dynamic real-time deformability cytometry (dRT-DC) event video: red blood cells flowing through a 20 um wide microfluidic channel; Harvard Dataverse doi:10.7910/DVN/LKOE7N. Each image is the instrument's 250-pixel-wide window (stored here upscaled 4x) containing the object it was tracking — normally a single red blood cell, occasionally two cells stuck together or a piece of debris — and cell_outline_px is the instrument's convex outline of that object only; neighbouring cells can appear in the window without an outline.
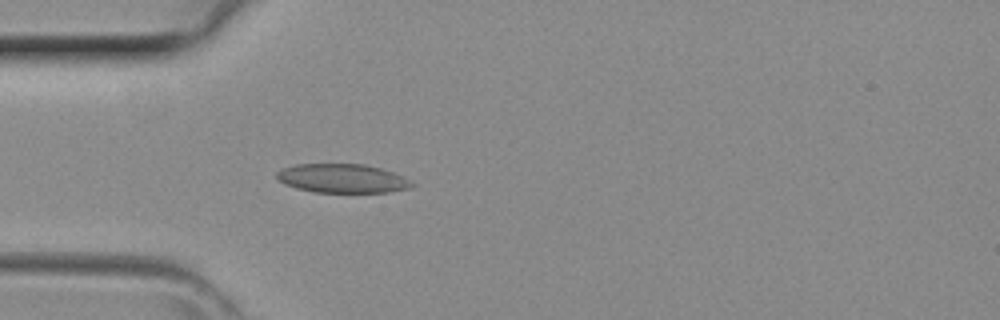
{"species": "common noctule bat (a hibernating species)", "species_latin": "Nyctalus noctula", "temperature_condition": "room temperature", "stored_images_in_passage": 28, "camera_frame_rate_fps": 3000, "um_per_image_px": 0.085, "animal": {"sex": "female", "body_mass_g": 29.2, "forearm_length_mm": 56.3}, "frame": {"image": 1, "passage_image": 7, "time_ms": 2.0, "image_size_px": [1000, 320], "cell_outline_px": [[416, 184], [408, 188], [388, 192], [312, 192], [296, 188], [284, 184], [276, 176], [276, 172], [280, 168], [296, 164], [364, 164], [380, 168], [404, 176]], "centroid_in_image_um": [29.08, 15.16], "position_along_channel_um": 55.9, "area_um2": 22.83}}
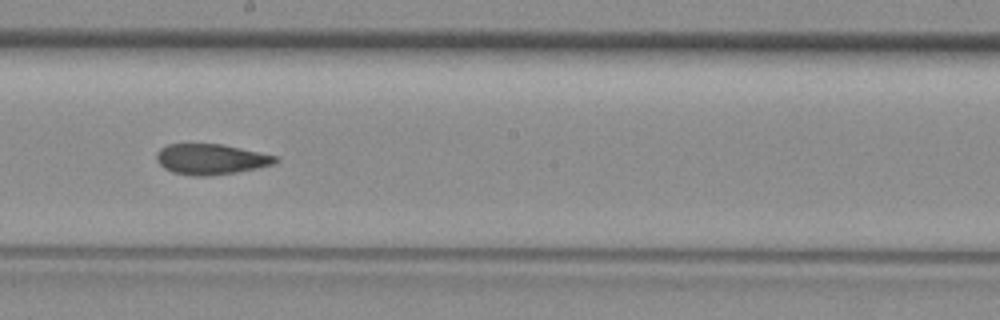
{"frame": {"image": 2, "passage_image": 18, "time_ms": 5.667, "image_size_px": [1000, 320], "cell_outline_px": [[280, 160], [272, 164], [256, 168], [236, 172], [204, 176], [192, 176], [172, 172], [164, 168], [156, 160], [156, 152], [160, 148], [168, 144], [220, 144], [240, 148], [276, 156]], "centroid_in_image_um": [17.88, 13.53], "position_along_channel_um": 230.3, "area_um2": 20.98}}
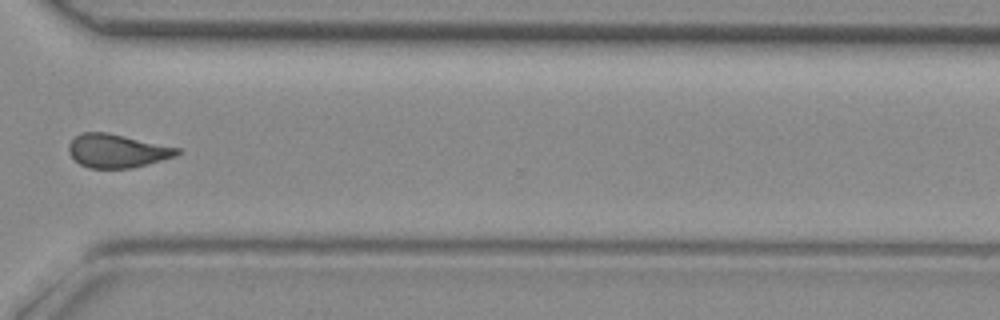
{"frame": {"image": 3, "passage_image": 26, "time_ms": 8.333, "image_size_px": [1000, 320], "cell_outline_px": [[180, 152], [176, 156], [132, 168], [88, 168], [80, 164], [68, 152], [68, 144], [80, 132], [108, 132], [180, 148]], "centroid_in_image_um": [9.94, 12.82], "position_along_channel_um": 360.7, "area_um2": 21.15}}